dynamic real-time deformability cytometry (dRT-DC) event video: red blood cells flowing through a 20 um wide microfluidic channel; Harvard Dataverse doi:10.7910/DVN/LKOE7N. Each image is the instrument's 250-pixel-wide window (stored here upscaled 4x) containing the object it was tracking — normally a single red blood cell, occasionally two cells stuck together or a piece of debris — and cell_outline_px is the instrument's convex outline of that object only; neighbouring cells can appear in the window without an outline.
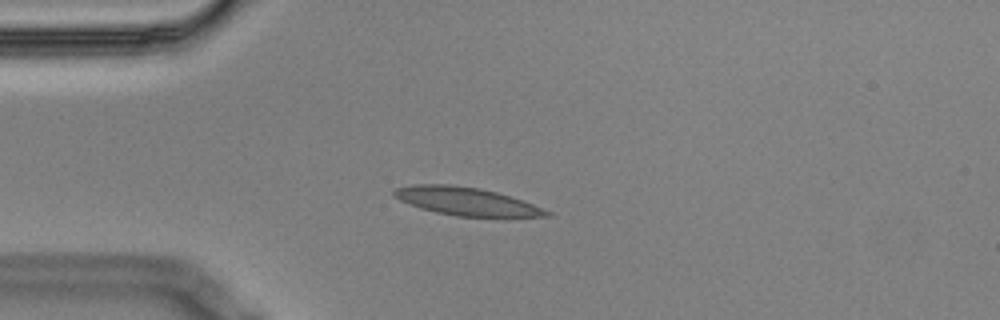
{"species": "Egyptian fruit bat (a non-hibernating species)", "species_latin": "Rousettus aegyptiacus", "temperature_condition": "cold", "stored_images_in_passage": 7, "camera_frame_rate_fps": 3000, "um_per_image_px": 0.085, "animal": {"sex": "male"}, "frame": {"image": 1, "passage_image": 1, "time_ms": 0.0, "image_size_px": [1000, 320], "cell_outline_px": [[552, 216], [456, 216], [436, 212], [420, 208], [400, 200], [392, 196], [392, 192], [396, 188], [416, 184], [448, 184], [480, 188], [496, 192], [532, 204], [552, 212]], "centroid_in_image_um": [39.58, 17.1], "position_along_channel_um": 45.4, "area_um2": 24.51}}
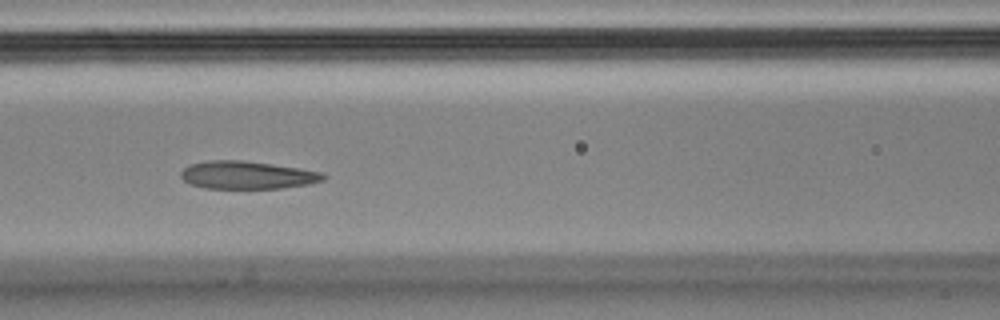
{"frame": {"image": 2, "passage_image": 4, "time_ms": 1.0, "image_size_px": [1000, 320], "cell_outline_px": [[328, 176], [324, 180], [308, 184], [280, 188], [204, 188], [192, 184], [184, 180], [180, 176], [180, 172], [184, 168], [192, 164], [208, 160], [244, 160], [272, 164], [320, 172]], "centroid_in_image_um": [21.0, 14.88], "position_along_channel_um": 145.6, "area_um2": 22.89}}
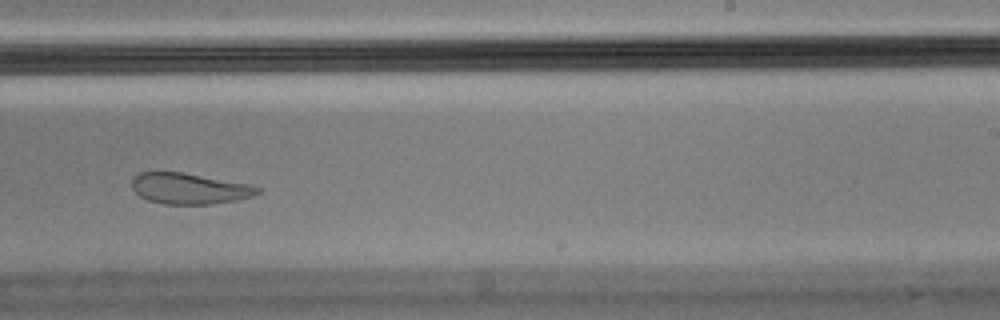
{"frame": {"image": 3, "passage_image": 7, "time_ms": 2.0, "image_size_px": [1000, 320], "cell_outline_px": [[260, 192], [252, 196], [236, 200], [212, 204], [164, 204], [148, 200], [140, 196], [132, 188], [132, 176], [140, 172], [180, 172], [248, 184], [260, 188]], "centroid_in_image_um": [16.05, 16.03], "position_along_channel_um": 272.9, "area_um2": 22.43}}